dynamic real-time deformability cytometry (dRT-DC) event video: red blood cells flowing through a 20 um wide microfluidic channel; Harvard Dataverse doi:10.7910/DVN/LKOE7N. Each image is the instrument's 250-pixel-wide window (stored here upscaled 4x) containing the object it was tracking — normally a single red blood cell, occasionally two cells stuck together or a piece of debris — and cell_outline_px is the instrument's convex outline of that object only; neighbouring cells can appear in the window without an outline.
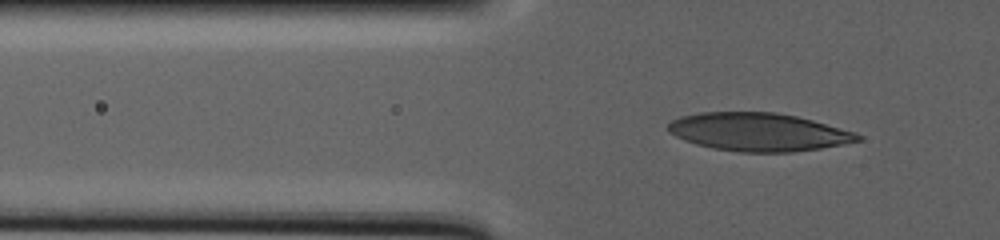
{"species": "human", "species_latin": "Homo sapiens", "temperature_condition": "warm", "stored_images_in_passage": 68, "camera_frame_rate_fps": 3000, "um_per_image_px": 0.085, "donor": {"sex": "male"}, "frame": {"image": 1, "passage_image": 20, "time_ms": 11.667, "image_size_px": [1000, 240], "cell_outline_px": [[864, 136], [860, 140], [820, 148], [792, 152], [740, 152], [712, 148], [696, 144], [684, 140], [668, 132], [668, 124], [672, 120], [680, 116], [700, 112], [776, 112], [796, 116], [812, 120], [856, 132]], "centroid_in_image_um": [64.45, 11.21], "position_along_channel_um": 61.4, "area_um2": 42.08}}
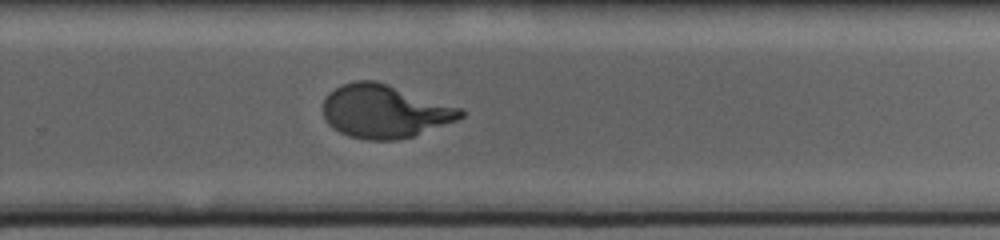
{"frame": {"image": 2, "passage_image": 47, "time_ms": 25.667, "image_size_px": [1000, 240], "cell_outline_px": [[464, 116], [456, 120], [412, 136], [396, 140], [364, 140], [348, 136], [332, 128], [324, 120], [324, 100], [328, 92], [344, 84], [356, 80], [376, 80], [464, 108]], "centroid_in_image_um": [32.69, 9.46], "position_along_channel_um": 297.1, "area_um2": 42.83}}
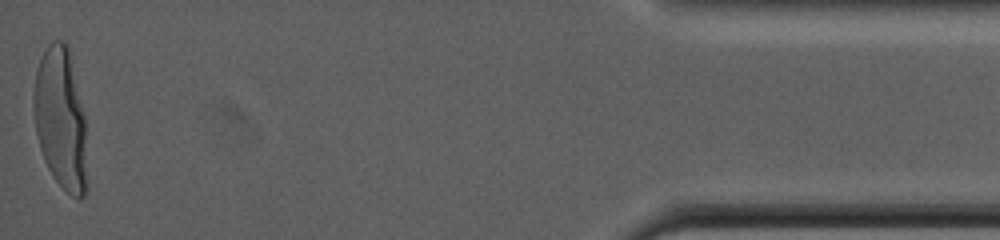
{"frame": {"image": 3, "passage_image": 68, "time_ms": 36.667, "image_size_px": [1000, 240], "cell_outline_px": [[88, 188], [84, 196], [80, 200], [72, 196], [52, 176], [44, 160], [40, 148], [36, 132], [32, 104], [32, 92], [36, 68], [48, 44], [52, 40], [64, 40], [68, 44], [84, 116]], "centroid_in_image_um": [5.15, 10.11], "position_along_channel_um": 430.0, "area_um2": 44.51}}